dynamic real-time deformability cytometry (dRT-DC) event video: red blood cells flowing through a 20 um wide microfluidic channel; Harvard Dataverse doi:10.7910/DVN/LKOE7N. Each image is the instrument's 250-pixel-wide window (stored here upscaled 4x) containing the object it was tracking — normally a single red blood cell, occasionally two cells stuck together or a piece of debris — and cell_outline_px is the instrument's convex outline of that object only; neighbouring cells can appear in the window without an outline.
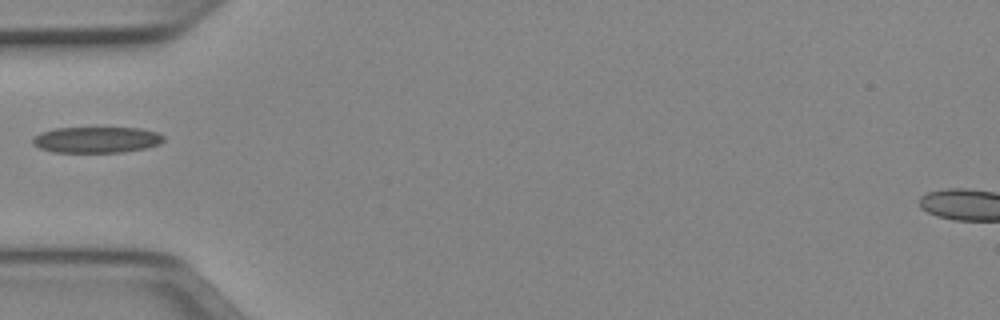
{"species": "Egyptian fruit bat (a non-hibernating species)", "species_latin": "Rousettus aegyptiacus", "temperature_condition": "cold", "stored_images_in_passage": 35, "camera_frame_rate_fps": 3000, "um_per_image_px": 0.085, "animal": {"sex": "female"}, "frame": {"image": 1, "passage_image": 1, "time_ms": 0.0, "image_size_px": [1000, 320], "cell_outline_px": [[164, 140], [160, 144], [144, 148], [124, 152], [52, 152], [40, 148], [32, 144], [32, 136], [40, 132], [56, 128], [140, 128], [156, 132], [164, 136]], "centroid_in_image_um": [8.17, 11.88], "position_along_channel_um": 76.8, "area_um2": 19.94}}
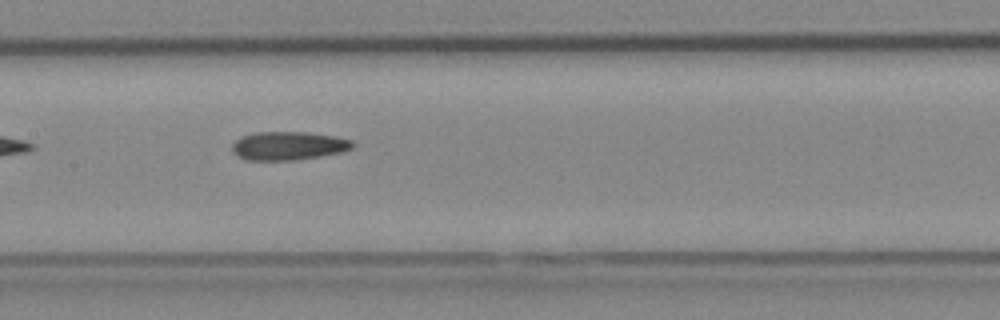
{"frame": {"image": 2, "passage_image": 9, "time_ms": 2.667, "image_size_px": [1000, 320], "cell_outline_px": [[356, 144], [352, 148], [344, 152], [296, 160], [244, 160], [236, 156], [232, 152], [232, 144], [240, 136], [256, 132], [308, 132], [336, 136], [352, 140]], "centroid_in_image_um": [24.52, 12.39], "position_along_channel_um": 182.9, "area_um2": 20.35}}
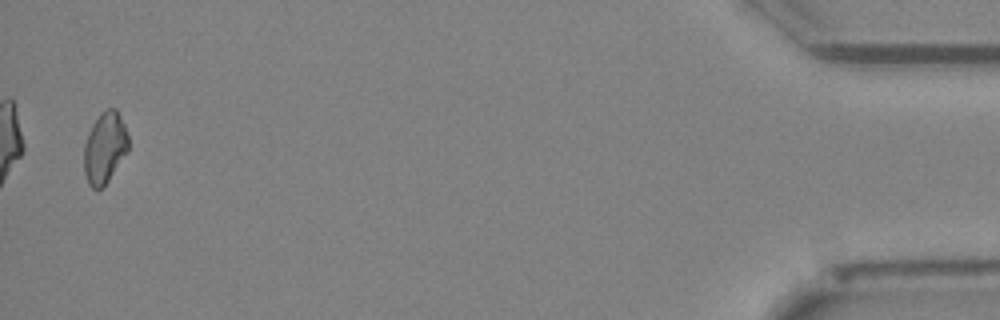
{"frame": {"image": 3, "passage_image": 34, "time_ms": 11.0, "image_size_px": [1000, 320], "cell_outline_px": [[128, 152], [108, 180], [100, 188], [92, 188], [88, 184], [84, 172], [84, 144], [88, 132], [92, 124], [100, 112], [108, 108], [116, 108], [124, 124], [128, 136]], "centroid_in_image_um": [8.9, 12.53], "position_along_channel_um": 426.3, "area_um2": 18.44}}